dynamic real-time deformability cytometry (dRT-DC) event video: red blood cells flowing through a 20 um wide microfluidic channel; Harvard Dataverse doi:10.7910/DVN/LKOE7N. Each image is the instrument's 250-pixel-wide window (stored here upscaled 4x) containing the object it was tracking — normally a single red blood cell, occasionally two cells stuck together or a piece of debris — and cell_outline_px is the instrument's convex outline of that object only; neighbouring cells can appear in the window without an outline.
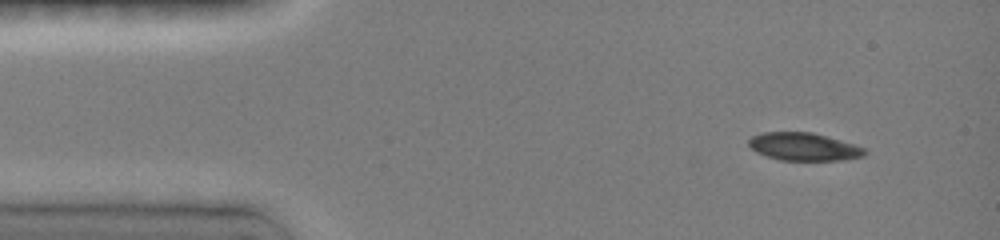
{"species": "common noctule bat (a hibernating species)", "species_latin": "Nyctalus noctula", "temperature_condition": "room temperature", "stored_images_in_passage": 16, "camera_frame_rate_fps": 3000, "um_per_image_px": 0.085, "animal": {"sex": "female", "body_mass_g": 19.0, "forearm_length_mm": 51.5}, "frame": {"image": 1, "passage_image": 4, "time_ms": 1.0, "image_size_px": [1000, 240], "cell_outline_px": [[868, 152], [864, 156], [840, 160], [780, 160], [756, 152], [748, 144], [748, 140], [752, 136], [764, 132], [812, 132], [840, 140], [864, 148]], "centroid_in_image_um": [68.31, 12.47], "position_along_channel_um": 16.7, "area_um2": 18.61}}
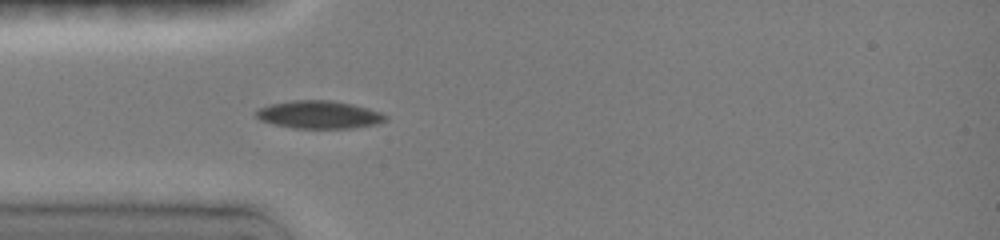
{"frame": {"image": 2, "passage_image": 12, "time_ms": 4.0, "image_size_px": [1000, 240], "cell_outline_px": [[388, 120], [376, 124], [352, 128], [292, 128], [272, 124], [260, 120], [252, 112], [256, 108], [272, 104], [292, 100], [332, 100], [352, 104], [368, 108], [380, 112], [388, 116]], "centroid_in_image_um": [27.09, 9.74], "position_along_channel_um": 57.9, "area_um2": 21.21}}